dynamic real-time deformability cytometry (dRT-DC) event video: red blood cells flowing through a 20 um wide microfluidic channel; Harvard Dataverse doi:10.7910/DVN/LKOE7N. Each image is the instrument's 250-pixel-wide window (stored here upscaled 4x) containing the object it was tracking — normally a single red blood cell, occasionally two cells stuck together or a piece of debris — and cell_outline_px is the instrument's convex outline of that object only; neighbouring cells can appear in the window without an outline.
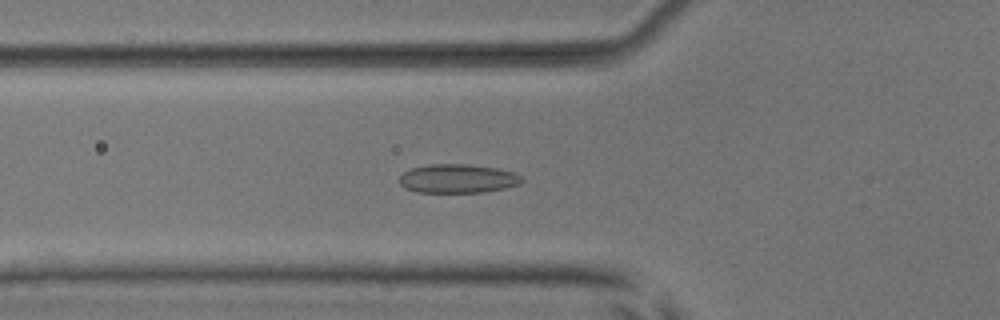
{"species": "common noctule bat (a hibernating species)", "species_latin": "Nyctalus noctula", "temperature_condition": "room temperature", "stored_images_in_passage": 39, "camera_frame_rate_fps": 3000, "um_per_image_px": 0.085, "animal": {"sex": "male", "body_mass_g": 17.9, "forearm_length_mm": 54.2}, "frame": {"image": 1, "passage_image": 6, "time_ms": 1.667, "image_size_px": [1000, 320], "cell_outline_px": [[524, 180], [520, 184], [504, 188], [484, 192], [416, 192], [404, 188], [400, 184], [400, 176], [404, 172], [412, 168], [428, 164], [468, 164], [496, 168], [512, 172], [520, 176]], "centroid_in_image_um": [38.89, 15.18], "position_along_channel_um": 86.9, "area_um2": 20.52}}
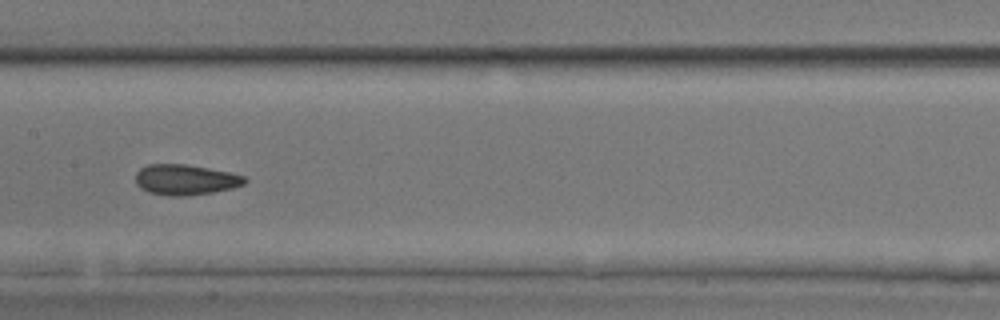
{"frame": {"image": 2, "passage_image": 14, "time_ms": 4.333, "image_size_px": [1000, 320], "cell_outline_px": [[248, 180], [244, 184], [232, 188], [212, 192], [188, 196], [168, 196], [148, 192], [140, 188], [136, 184], [136, 172], [140, 168], [148, 164], [184, 164], [208, 168], [228, 172], [244, 176]], "centroid_in_image_um": [15.73, 15.28], "position_along_channel_um": 191.7, "area_um2": 19.42}}
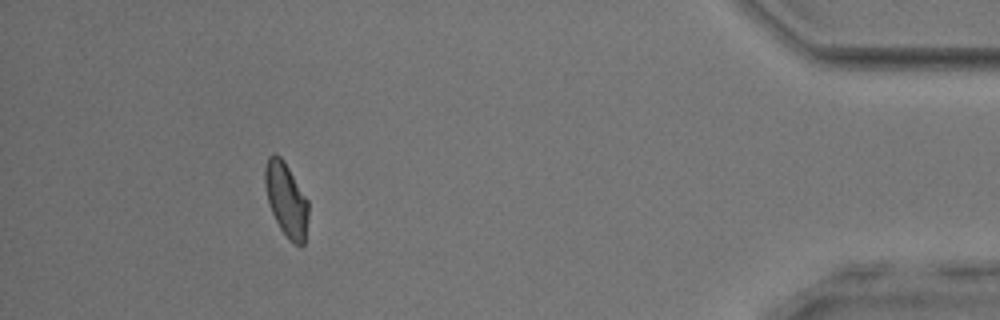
{"frame": {"image": 3, "passage_image": 35, "time_ms": 11.333, "image_size_px": [1000, 320], "cell_outline_px": [[308, 216], [304, 244], [300, 248], [292, 244], [288, 240], [280, 228], [268, 204], [264, 184], [264, 168], [268, 156], [272, 152], [276, 152], [284, 160], [308, 200]], "centroid_in_image_um": [24.31, 16.96], "position_along_channel_um": 410.9, "area_um2": 19.07}, "authors_computed_cell_mechanics": {"area_um2": 19.074, "velocity_mm_per_s": 3.9261, "shape_relaxation_time_tau1_ms": 10.3645, "shape_relaxation_time_tau2_ms": 2.1151, "deformation_change_tau1": 0.1932, "deformation_change_tau2": 0.0576}}